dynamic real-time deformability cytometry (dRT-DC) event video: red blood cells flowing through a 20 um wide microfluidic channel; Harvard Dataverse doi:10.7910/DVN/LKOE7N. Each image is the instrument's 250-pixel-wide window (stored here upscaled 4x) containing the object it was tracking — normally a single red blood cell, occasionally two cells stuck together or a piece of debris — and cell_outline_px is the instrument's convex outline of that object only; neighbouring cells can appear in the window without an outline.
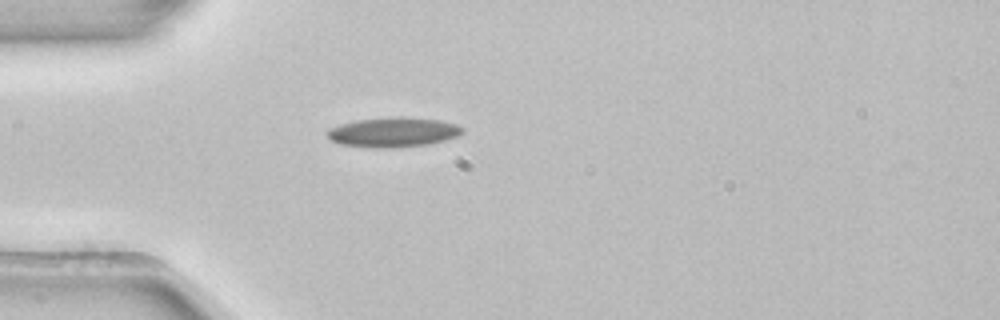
{"species": "common noctule bat (a hibernating species)", "species_latin": "Nyctalus noctula", "temperature_condition": "room temperature", "stored_images_in_passage": 27, "camera_frame_rate_fps": 3000, "um_per_image_px": 0.085, "animal": {"sex": "female", "body_mass_g": 22.7, "forearm_length_mm": 54.2}, "frame": {"image": 1, "passage_image": 1, "time_ms": 0.0, "image_size_px": [1000, 320], "cell_outline_px": [[464, 132], [460, 136], [428, 144], [392, 148], [376, 148], [340, 144], [332, 140], [324, 132], [328, 128], [340, 124], [356, 120], [388, 116], [404, 116], [440, 120], [456, 124], [464, 128]], "centroid_in_image_um": [33.43, 11.22], "position_along_channel_um": 51.6, "area_um2": 23.81}}
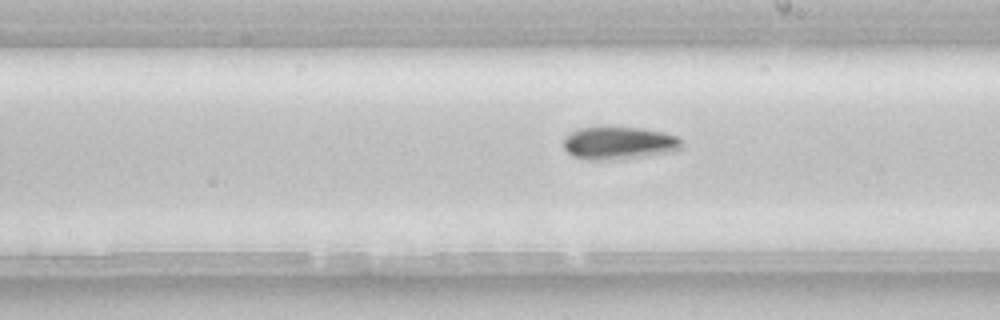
{"frame": {"image": 2, "passage_image": 16, "time_ms": 5.0, "image_size_px": [1000, 320], "cell_outline_px": [[680, 148], [672, 152], [648, 156], [600, 160], [592, 160], [572, 156], [564, 148], [564, 136], [576, 128], [640, 128], [664, 132], [676, 136], [680, 140]], "centroid_in_image_um": [52.58, 12.16], "position_along_channel_um": 236.4, "area_um2": 22.25}}
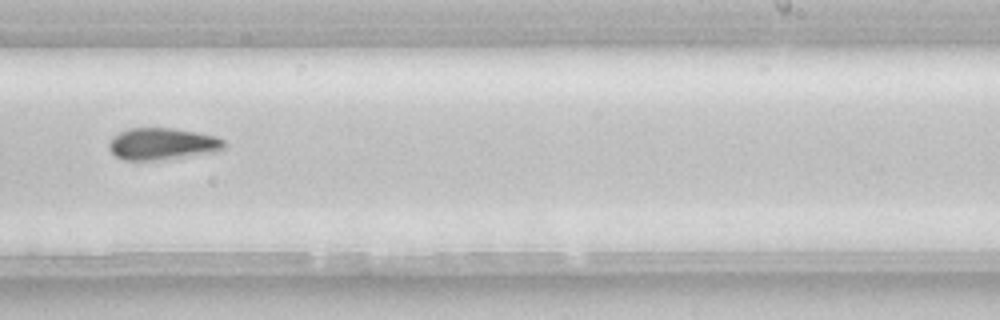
{"frame": {"image": 3, "passage_image": 19, "time_ms": 6.0, "image_size_px": [1000, 320], "cell_outline_px": [[224, 148], [220, 152], [156, 160], [124, 160], [116, 156], [108, 148], [108, 140], [112, 136], [128, 128], [172, 128], [196, 132], [216, 136], [224, 140]], "centroid_in_image_um": [13.79, 12.23], "position_along_channel_um": 275.2, "area_um2": 21.56}, "authors_computed_cell_mechanics": {"area_um2": 22.0796, "velocity_mm_per_s": 3.9129, "shape_relaxation_time_tau1_ms": 4.5263, "shape_relaxation_time_tau2_ms": null, "deformation_change_tau1": 0.1187, "deformation_change_tau2": null}}